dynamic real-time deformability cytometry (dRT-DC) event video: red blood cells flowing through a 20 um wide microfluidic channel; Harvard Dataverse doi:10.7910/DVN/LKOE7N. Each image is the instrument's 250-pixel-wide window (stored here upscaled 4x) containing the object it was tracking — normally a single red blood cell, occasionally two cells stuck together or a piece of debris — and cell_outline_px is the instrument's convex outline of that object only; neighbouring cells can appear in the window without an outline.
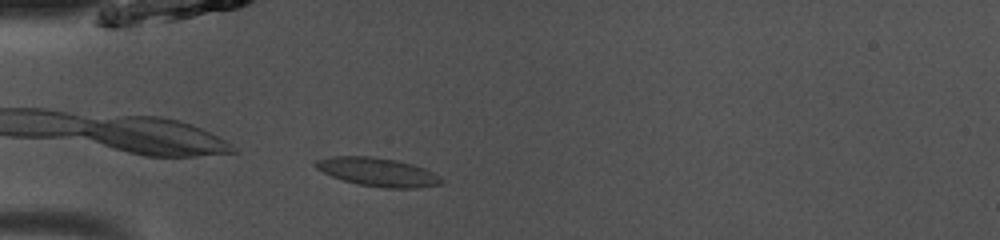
{"species": "common noctule bat (a hibernating species)", "species_latin": "Nyctalus noctula", "temperature_condition": "room temperature", "stored_images_in_passage": 36, "camera_frame_rate_fps": 3000, "um_per_image_px": 0.085, "animal": {"sex": "male", "body_mass_g": 13.0, "forearm_length_mm": 53.1}, "frame": {"image": 1, "passage_image": 2, "time_ms": 0.333, "image_size_px": [1000, 240], "cell_outline_px": [[444, 180], [440, 184], [416, 188], [384, 188], [360, 184], [344, 180], [332, 176], [316, 168], [312, 164], [316, 160], [332, 156], [372, 156], [396, 160], [412, 164], [424, 168], [440, 176]], "centroid_in_image_um": [32.11, 14.61], "position_along_channel_um": 52.9, "area_um2": 20.81}}
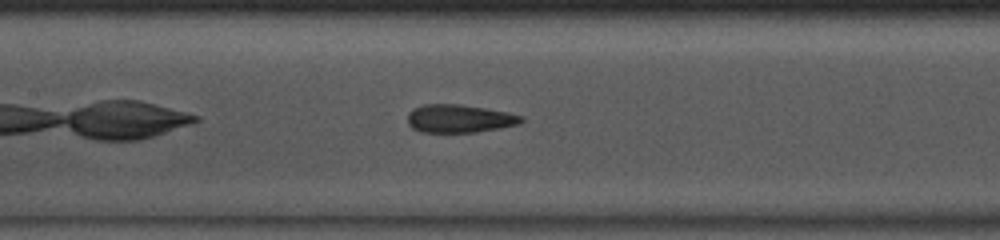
{"frame": {"image": 2, "passage_image": 11, "time_ms": 3.333, "image_size_px": [1000, 240], "cell_outline_px": [[524, 120], [520, 124], [500, 128], [476, 132], [420, 132], [412, 128], [408, 124], [408, 112], [412, 108], [424, 104], [460, 104], [508, 112], [524, 116]], "centroid_in_image_um": [39.05, 10.08], "position_along_channel_um": 168.4, "area_um2": 18.79}}
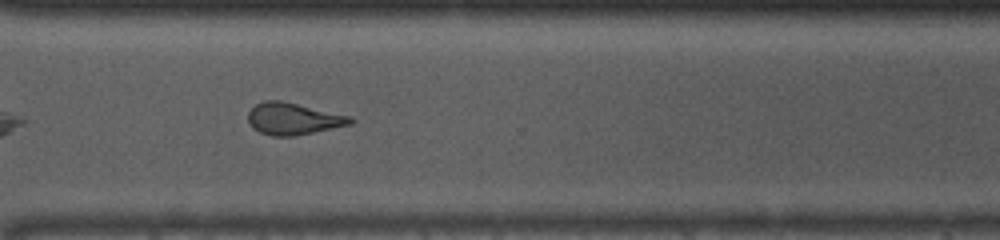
{"frame": {"image": 3, "passage_image": 24, "time_ms": 7.667, "image_size_px": [1000, 240], "cell_outline_px": [[356, 120], [352, 124], [292, 136], [272, 136], [260, 132], [252, 128], [248, 120], [248, 112], [256, 104], [264, 100], [280, 100], [352, 116]], "centroid_in_image_um": [24.93, 10.09], "position_along_channel_um": 345.7, "area_um2": 18.96}, "authors_computed_cell_mechanics": {"area_um2": 19.0162, "velocity_mm_per_s": 4.102, "shape_relaxation_time_tau1_ms": null, "shape_relaxation_time_tau2_ms": 1.4102, "deformation_change_tau1": null, "deformation_change_tau2": 0.0931}}